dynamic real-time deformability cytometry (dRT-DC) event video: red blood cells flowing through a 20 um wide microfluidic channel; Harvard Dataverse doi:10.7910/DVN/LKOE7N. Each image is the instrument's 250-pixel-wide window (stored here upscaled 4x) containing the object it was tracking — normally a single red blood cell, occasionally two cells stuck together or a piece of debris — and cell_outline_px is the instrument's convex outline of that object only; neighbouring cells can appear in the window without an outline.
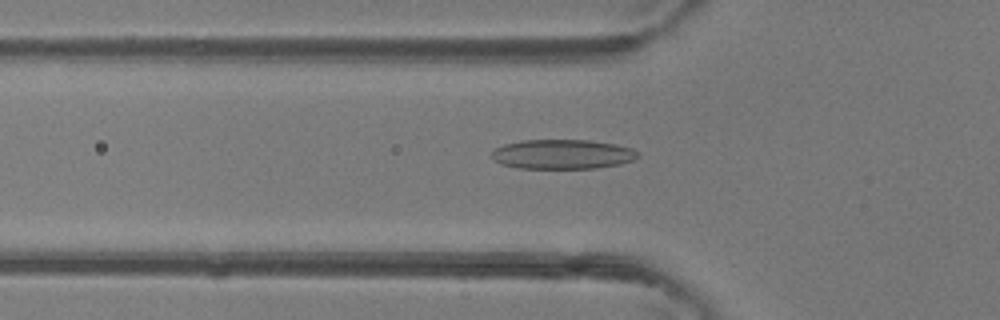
{"species": "common noctule bat (a hibernating species)", "species_latin": "Nyctalus noctula", "temperature_condition": "room temperature", "stored_images_in_passage": 43, "camera_frame_rate_fps": 3000, "um_per_image_px": 0.085, "animal": {"sex": "female"}, "frame": {"image": 1, "passage_image": 12, "time_ms": 3.667, "image_size_px": [1000, 320], "cell_outline_px": [[640, 156], [632, 160], [620, 164], [596, 168], [516, 168], [500, 164], [492, 156], [492, 152], [496, 148], [504, 144], [520, 140], [588, 140], [616, 144], [632, 148]], "centroid_in_image_um": [47.8, 13.11], "position_along_channel_um": 78.0, "area_um2": 25.14}}
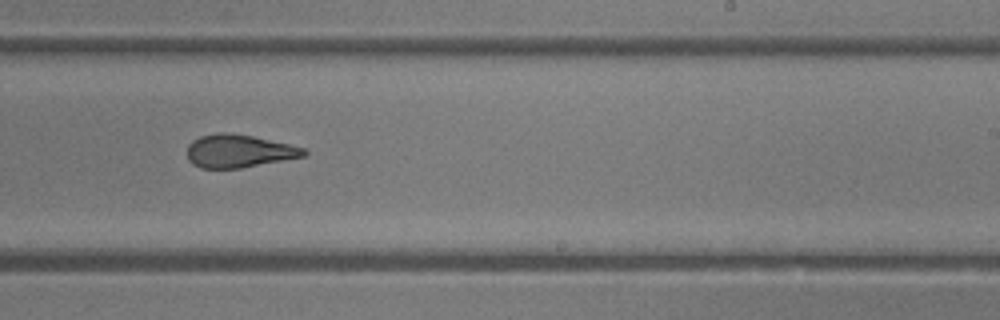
{"frame": {"image": 2, "passage_image": 25, "time_ms": 8.0, "image_size_px": [1000, 320], "cell_outline_px": [[308, 152], [304, 156], [240, 168], [200, 168], [192, 164], [188, 160], [188, 144], [192, 140], [200, 136], [220, 132], [224, 132], [252, 136], [288, 144], [304, 148]], "centroid_in_image_um": [20.26, 12.84], "position_along_channel_um": 268.7, "area_um2": 22.2}}
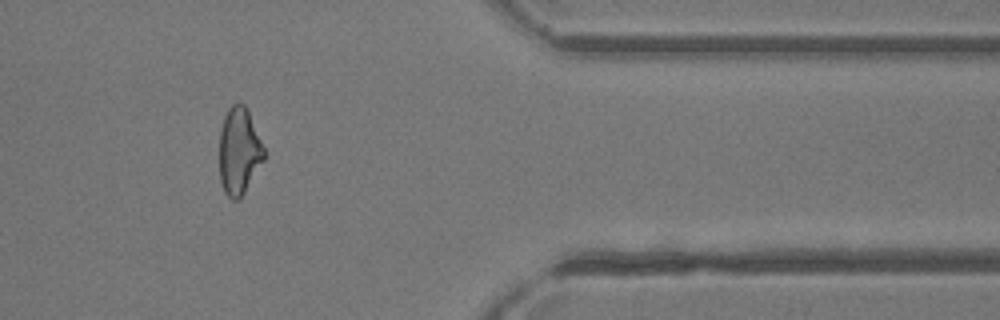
{"frame": {"image": 3, "passage_image": 35, "time_ms": 11.333, "image_size_px": [1000, 320], "cell_outline_px": [[264, 160], [240, 200], [232, 200], [224, 192], [220, 180], [220, 128], [224, 116], [228, 108], [232, 104], [244, 104], [248, 112], [264, 148]], "centroid_in_image_um": [20.31, 12.88], "position_along_channel_um": 391.1, "area_um2": 22.48}, "authors_computed_cell_mechanics": {"area_um2": 23.8136, "velocity_mm_per_s": 4.3824, "shape_relaxation_time_tau1_ms": null, "shape_relaxation_time_tau2_ms": 1.5225, "deformation_change_tau1": null, "deformation_change_tau2": 0.0993}}